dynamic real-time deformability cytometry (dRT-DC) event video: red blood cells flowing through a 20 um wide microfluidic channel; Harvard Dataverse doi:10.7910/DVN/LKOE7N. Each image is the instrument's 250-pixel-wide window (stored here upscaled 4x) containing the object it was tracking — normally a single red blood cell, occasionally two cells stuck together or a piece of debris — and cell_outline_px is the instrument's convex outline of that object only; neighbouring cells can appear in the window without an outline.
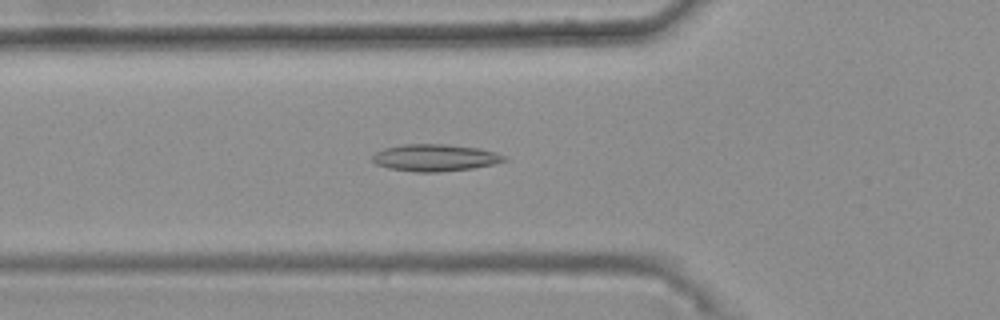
{"species": "common noctule bat (a hibernating species)", "species_latin": "Nyctalus noctula", "temperature_condition": "warm", "stored_images_in_passage": 47, "camera_frame_rate_fps": 3000, "um_per_image_px": 0.085, "animal": {"sex": "female", "body_mass_g": 25.1}, "frame": {"image": 1, "passage_image": 19, "time_ms": 6.0, "image_size_px": [1000, 320], "cell_outline_px": [[508, 160], [492, 164], [472, 168], [436, 172], [416, 172], [388, 168], [376, 164], [372, 160], [372, 156], [376, 152], [384, 148], [404, 144], [444, 144], [476, 148], [496, 152], [504, 156]], "centroid_in_image_um": [36.94, 13.4], "position_along_channel_um": 88.9, "area_um2": 20.52}}
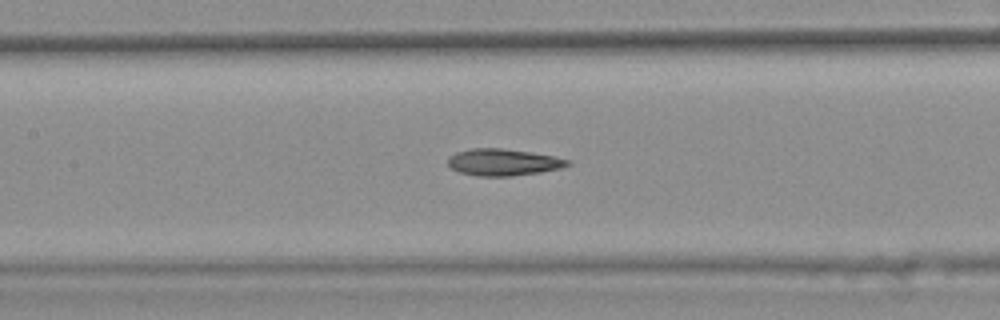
{"frame": {"image": 2, "passage_image": 25, "time_ms": 8.0, "image_size_px": [1000, 320], "cell_outline_px": [[572, 164], [560, 168], [540, 172], [512, 176], [476, 176], [460, 172], [452, 168], [448, 164], [448, 156], [456, 152], [472, 148], [504, 148], [532, 152], [556, 156], [568, 160]], "centroid_in_image_um": [42.78, 13.78], "position_along_channel_um": 164.6, "area_um2": 18.79}}
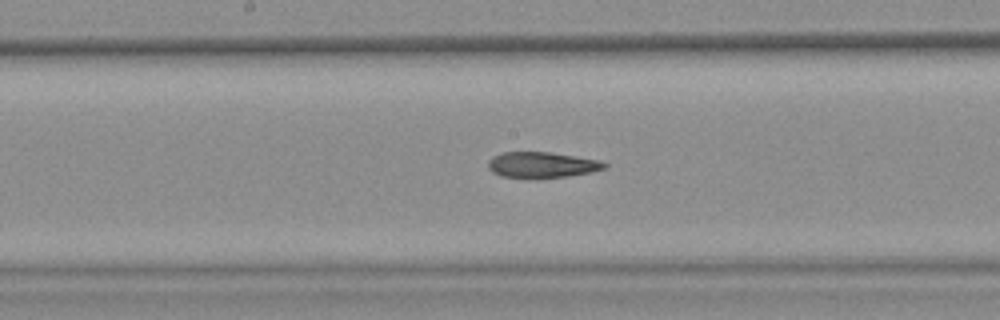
{"frame": {"image": 3, "passage_image": 28, "time_ms": 9.0, "image_size_px": [1000, 320], "cell_outline_px": [[608, 168], [592, 172], [568, 176], [500, 176], [492, 172], [488, 168], [488, 160], [492, 156], [504, 152], [552, 152], [600, 160], [608, 164]], "centroid_in_image_um": [46.1, 13.98], "position_along_channel_um": 202.1, "area_um2": 17.17}, "authors_computed_cell_mechanics": {"area_um2": 18.5538, "velocity_mm_per_s": 3.7704, "shape_relaxation_time_tau1_ms": null, "shape_relaxation_time_tau2_ms": 5.8143, "deformation_change_tau1": null, "deformation_change_tau2": 0.1626}}